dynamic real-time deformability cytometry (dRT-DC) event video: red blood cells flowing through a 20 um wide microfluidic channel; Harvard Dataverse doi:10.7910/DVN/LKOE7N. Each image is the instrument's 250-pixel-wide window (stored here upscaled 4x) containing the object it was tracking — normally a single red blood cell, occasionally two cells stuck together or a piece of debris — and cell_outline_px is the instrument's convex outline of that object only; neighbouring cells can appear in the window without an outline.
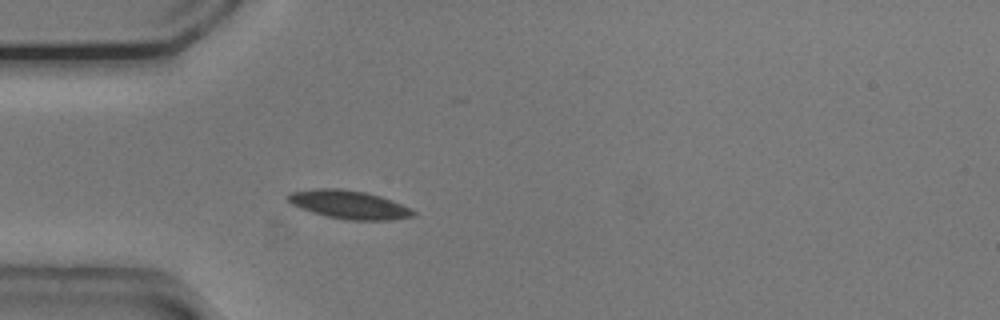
{"species": "common noctule bat (a hibernating species)", "species_latin": "Nyctalus noctula", "temperature_condition": "cold", "stored_images_in_passage": 47, "camera_frame_rate_fps": 3000, "um_per_image_px": 0.085, "animal": {"sex": "male", "body_mass_g": 20.5, "forearm_length_mm": 52.5}, "frame": {"image": 1, "passage_image": 14, "time_ms": 4.333, "image_size_px": [1000, 320], "cell_outline_px": [[416, 212], [412, 216], [392, 220], [344, 220], [312, 212], [300, 208], [292, 204], [288, 200], [288, 196], [292, 192], [316, 188], [340, 188], [364, 192], [380, 196], [400, 204]], "centroid_in_image_um": [29.64, 17.39], "position_along_channel_um": 55.4, "area_um2": 20.4}, "authors_computed_cell_mechanics": {"area_um2": 18.7272, "velocity_mm_per_s": 3.7167, "shape_relaxation_time_tau1_ms": 4.3354, "shape_relaxation_time_tau2_ms": null, "deformation_change_tau1": 0.089, "deformation_change_tau2": null}}